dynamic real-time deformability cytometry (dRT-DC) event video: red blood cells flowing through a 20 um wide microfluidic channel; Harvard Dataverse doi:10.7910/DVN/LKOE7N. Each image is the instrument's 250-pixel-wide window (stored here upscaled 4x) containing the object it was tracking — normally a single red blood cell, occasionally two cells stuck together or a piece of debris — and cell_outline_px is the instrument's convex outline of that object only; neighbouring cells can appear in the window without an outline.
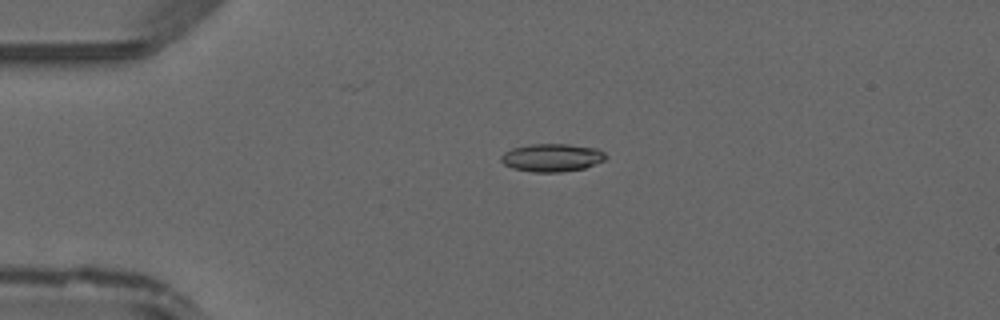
{"species": "common noctule bat (a hibernating species)", "species_latin": "Nyctalus noctula", "temperature_condition": "warm", "stored_images_in_passage": 38, "camera_frame_rate_fps": 3000, "um_per_image_px": 0.085, "animal": {"sex": "male", "forearm_length_mm": 52.5}, "frame": {"image": 1, "passage_image": 12, "time_ms": 3.667, "image_size_px": [1000, 320], "cell_outline_px": [[608, 156], [604, 160], [584, 168], [560, 172], [532, 172], [512, 168], [504, 164], [500, 160], [500, 156], [504, 152], [512, 148], [532, 144], [568, 144], [596, 148], [604, 152]], "centroid_in_image_um": [46.9, 13.4], "position_along_channel_um": 38.1, "area_um2": 17.05}}
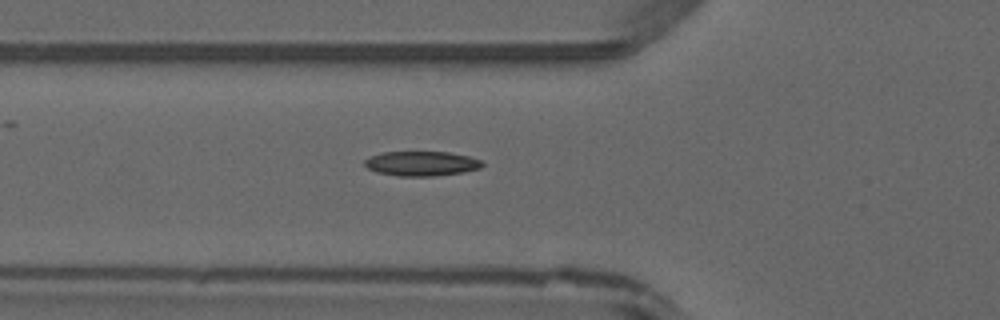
{"frame": {"image": 2, "passage_image": 18, "time_ms": 5.667, "image_size_px": [1000, 320], "cell_outline_px": [[484, 164], [480, 168], [460, 172], [432, 176], [396, 176], [376, 172], [368, 168], [364, 164], [364, 160], [372, 156], [384, 152], [448, 152], [468, 156], [480, 160]], "centroid_in_image_um": [35.8, 13.9], "position_along_channel_um": 90.0, "area_um2": 16.7}}
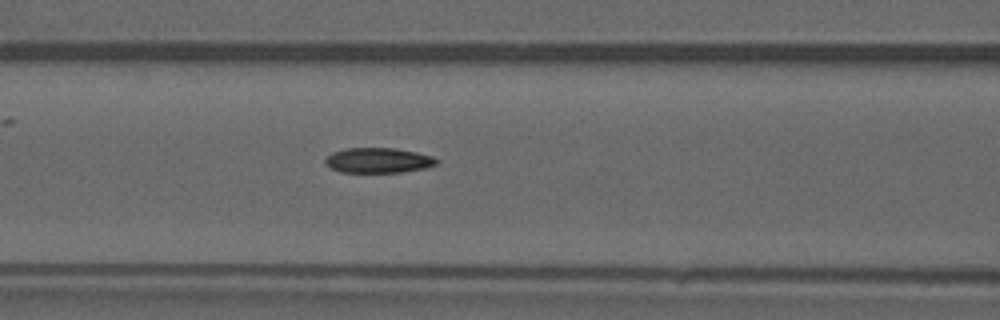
{"frame": {"image": 3, "passage_image": 21, "time_ms": 6.667, "image_size_px": [1000, 320], "cell_outline_px": [[440, 160], [436, 164], [428, 168], [400, 172], [340, 172], [324, 164], [324, 160], [332, 152], [348, 148], [396, 148], [416, 152], [432, 156]], "centroid_in_image_um": [32.17, 13.63], "position_along_channel_um": 134.4, "area_um2": 16.36}}